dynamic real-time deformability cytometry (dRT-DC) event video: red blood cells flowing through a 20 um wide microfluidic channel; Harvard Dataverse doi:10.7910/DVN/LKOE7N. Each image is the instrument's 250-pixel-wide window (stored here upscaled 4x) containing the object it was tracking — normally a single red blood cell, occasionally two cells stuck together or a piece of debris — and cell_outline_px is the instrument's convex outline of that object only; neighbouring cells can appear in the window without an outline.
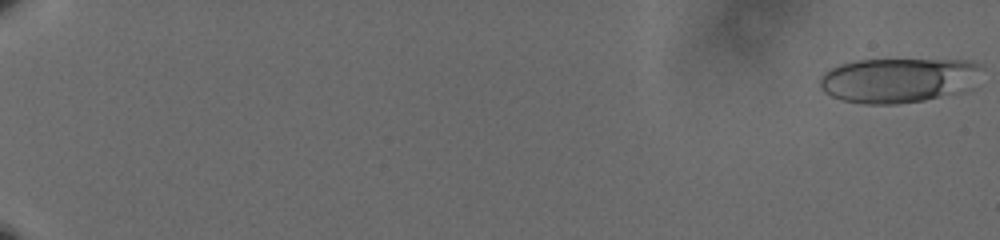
{"species": "human", "species_latin": "Homo sapiens", "temperature_condition": "cold", "stored_images_in_passage": 60, "camera_frame_rate_fps": 3000, "um_per_image_px": 0.085, "donor": {"sex": "male"}, "frame": {"image": 1, "passage_image": 1, "time_ms": 0.0, "image_size_px": [1000, 240], "cell_outline_px": [[984, 68], [976, 88], [964, 92], [924, 100], [896, 104], [864, 104], [840, 100], [824, 92], [820, 88], [820, 76], [824, 72], [840, 64], [856, 60], [964, 60], [980, 64]], "centroid_in_image_um": [76.45, 6.82], "position_along_channel_um": 8.6, "area_um2": 43.06}}
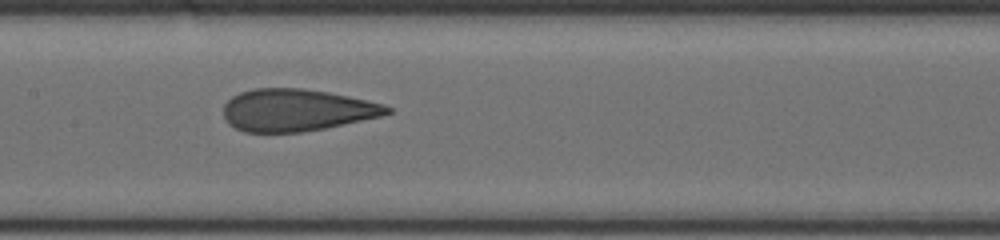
{"frame": {"image": 2, "passage_image": 34, "time_ms": 11.0, "image_size_px": [1000, 240], "cell_outline_px": [[392, 112], [380, 116], [324, 128], [300, 132], [244, 132], [228, 124], [224, 116], [224, 104], [232, 96], [240, 92], [256, 88], [304, 88], [328, 92], [348, 96], [384, 104], [392, 108]], "centroid_in_image_um": [25.18, 9.35], "position_along_channel_um": 182.2, "area_um2": 40.0}}
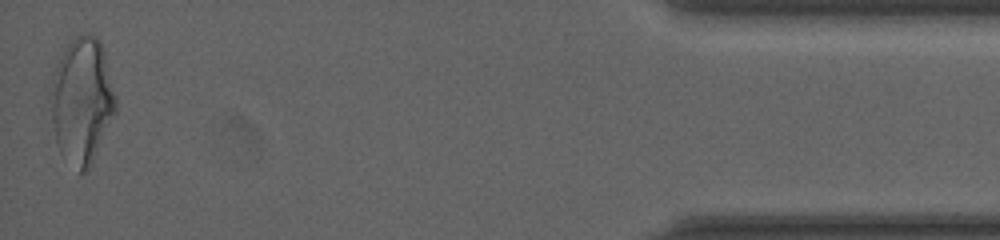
{"frame": {"image": 3, "passage_image": 60, "time_ms": 19.667, "image_size_px": [1000, 240], "cell_outline_px": [[116, 112], [92, 164], [88, 172], [80, 172], [56, 140], [52, 120], [52, 80], [56, 64], [68, 44], [76, 36], [84, 32], [92, 32], [100, 40], [104, 52], [116, 96]], "centroid_in_image_um": [7.02, 8.48], "position_along_channel_um": 428.2, "area_um2": 46.82}, "authors_computed_cell_mechanics": {"area_um2": 41.7027, "velocity_mm_per_s": 3.6278, "shape_relaxation_time_tau1_ms": 10.9526, "shape_relaxation_time_tau2_ms": 1.2249, "deformation_change_tau1": 0.2366, "deformation_change_tau2": 0.0861}}